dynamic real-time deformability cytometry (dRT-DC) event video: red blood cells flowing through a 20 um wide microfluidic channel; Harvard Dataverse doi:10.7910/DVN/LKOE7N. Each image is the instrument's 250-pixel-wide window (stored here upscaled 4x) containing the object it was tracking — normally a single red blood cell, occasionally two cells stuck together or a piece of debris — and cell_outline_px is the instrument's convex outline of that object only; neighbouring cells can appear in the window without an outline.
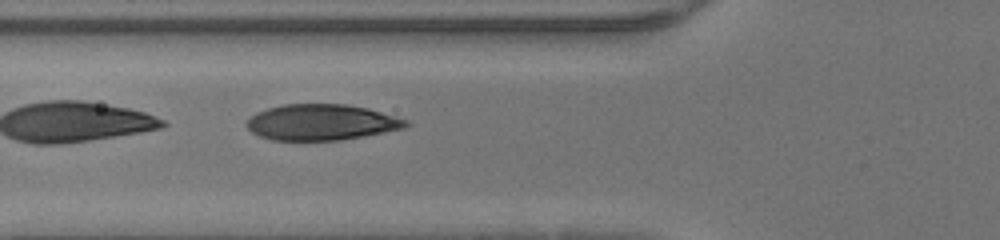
{"species": "human", "species_latin": "Homo sapiens", "temperature_condition": "warm", "stored_images_in_passage": 26, "camera_frame_rate_fps": 3000, "um_per_image_px": 0.085, "donor": {"sex": "male"}, "frame": {"image": 1, "passage_image": 3, "time_ms": 0.667, "image_size_px": [1000, 240], "cell_outline_px": [[412, 124], [404, 128], [364, 136], [340, 140], [272, 140], [260, 136], [252, 132], [244, 124], [256, 112], [268, 108], [284, 104], [348, 104], [368, 108], [408, 120]], "centroid_in_image_um": [27.33, 10.39], "position_along_channel_um": 98.5, "area_um2": 33.35}}
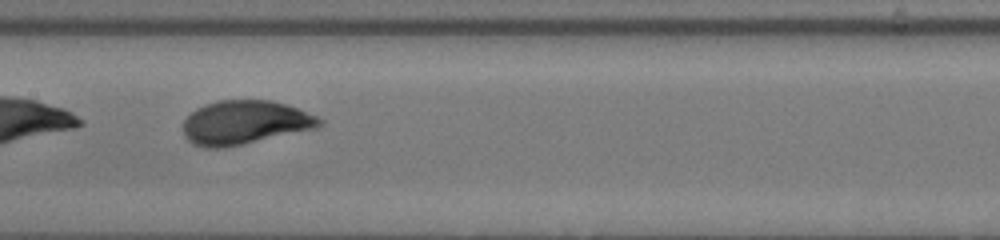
{"frame": {"image": 2, "passage_image": 9, "time_ms": 2.667, "image_size_px": [1000, 240], "cell_outline_px": [[324, 124], [316, 128], [224, 148], [204, 148], [192, 144], [184, 136], [184, 120], [196, 108], [204, 104], [216, 100], [272, 100], [296, 108], [316, 116], [324, 120]], "centroid_in_image_um": [20.78, 10.41], "position_along_channel_um": 186.6, "area_um2": 34.8}}
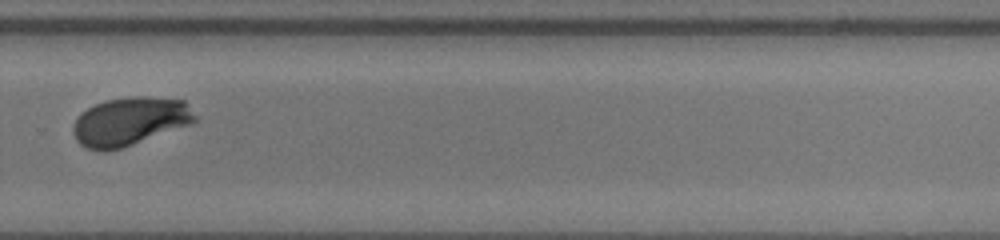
{"frame": {"image": 3, "passage_image": 18, "time_ms": 5.667, "image_size_px": [1000, 240], "cell_outline_px": [[196, 120], [192, 124], [120, 148], [104, 152], [100, 152], [88, 148], [80, 144], [76, 140], [72, 132], [72, 128], [76, 120], [88, 108], [96, 104], [108, 100], [140, 96], [148, 96], [184, 100], [196, 116]], "centroid_in_image_um": [11.05, 10.33], "position_along_channel_um": 318.8, "area_um2": 33.99}}